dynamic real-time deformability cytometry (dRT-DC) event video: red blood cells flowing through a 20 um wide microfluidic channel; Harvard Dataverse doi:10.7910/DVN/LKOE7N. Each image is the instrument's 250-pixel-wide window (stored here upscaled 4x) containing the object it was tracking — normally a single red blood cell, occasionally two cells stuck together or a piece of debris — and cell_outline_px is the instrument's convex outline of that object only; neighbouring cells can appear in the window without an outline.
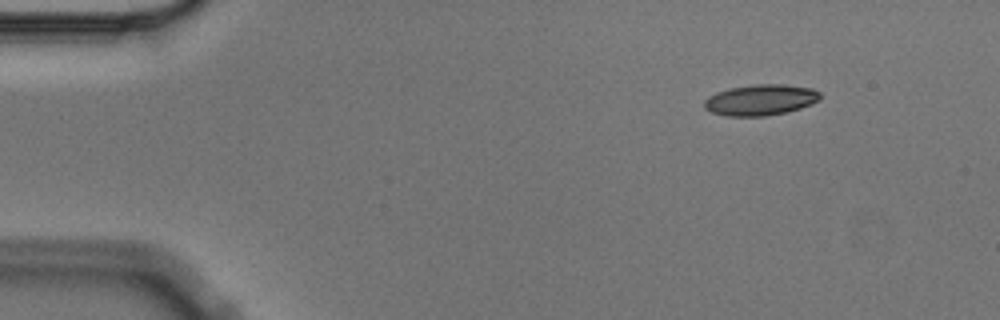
{"species": "Egyptian fruit bat (a non-hibernating species)", "species_latin": "Rousettus aegyptiacus", "temperature_condition": "cold", "stored_images_in_passage": 6, "camera_frame_rate_fps": 3000, "um_per_image_px": 0.085, "animal": {"sex": "male"}, "frame": {"image": 1, "passage_image": 1, "time_ms": 0.0, "image_size_px": [1000, 320], "cell_outline_px": [[820, 100], [812, 104], [788, 112], [764, 116], [728, 116], [712, 112], [704, 108], [704, 100], [708, 96], [716, 92], [728, 88], [756, 84], [784, 84], [812, 88], [820, 92]], "centroid_in_image_um": [64.65, 8.49], "position_along_channel_um": 20.3, "area_um2": 21.04}}
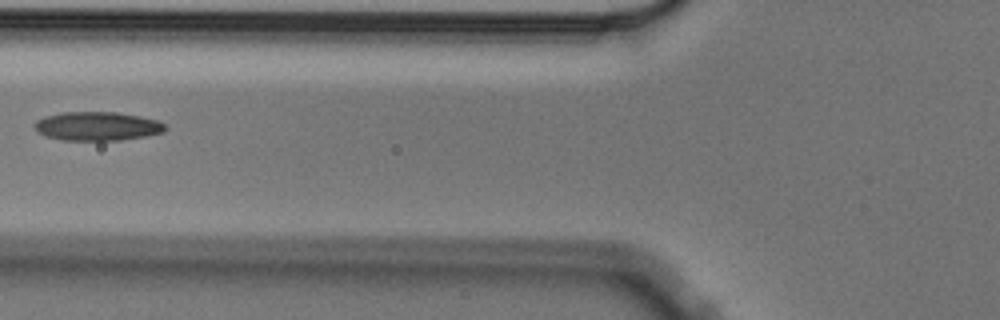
{"frame": {"image": 2, "passage_image": 5, "time_ms": 1.333, "image_size_px": [1000, 320], "cell_outline_px": [[168, 128], [164, 132], [144, 136], [120, 140], [60, 140], [44, 136], [36, 132], [32, 124], [36, 120], [44, 116], [64, 112], [116, 112], [140, 116], [160, 120]], "centroid_in_image_um": [8.23, 10.72], "position_along_channel_um": 117.6, "area_um2": 22.25}}
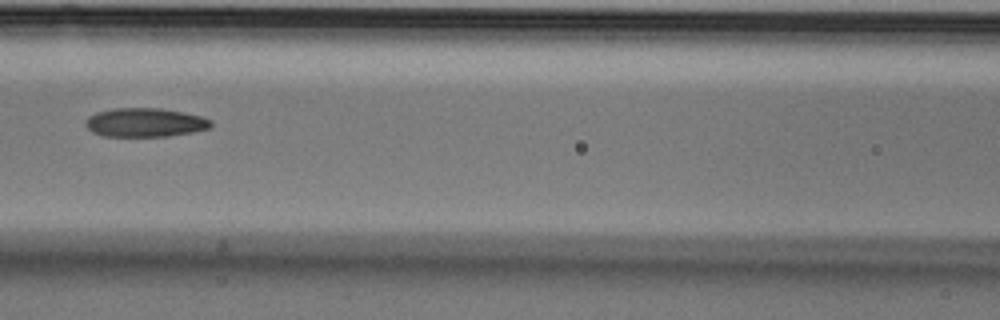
{"frame": {"image": 3, "passage_image": 6, "time_ms": 1.667, "image_size_px": [1000, 320], "cell_outline_px": [[212, 124], [208, 128], [192, 132], [168, 136], [104, 136], [92, 132], [84, 124], [84, 120], [88, 116], [96, 112], [112, 108], [160, 108], [200, 116], [212, 120]], "centroid_in_image_um": [12.27, 10.41], "position_along_channel_um": 154.3, "area_um2": 21.04}}